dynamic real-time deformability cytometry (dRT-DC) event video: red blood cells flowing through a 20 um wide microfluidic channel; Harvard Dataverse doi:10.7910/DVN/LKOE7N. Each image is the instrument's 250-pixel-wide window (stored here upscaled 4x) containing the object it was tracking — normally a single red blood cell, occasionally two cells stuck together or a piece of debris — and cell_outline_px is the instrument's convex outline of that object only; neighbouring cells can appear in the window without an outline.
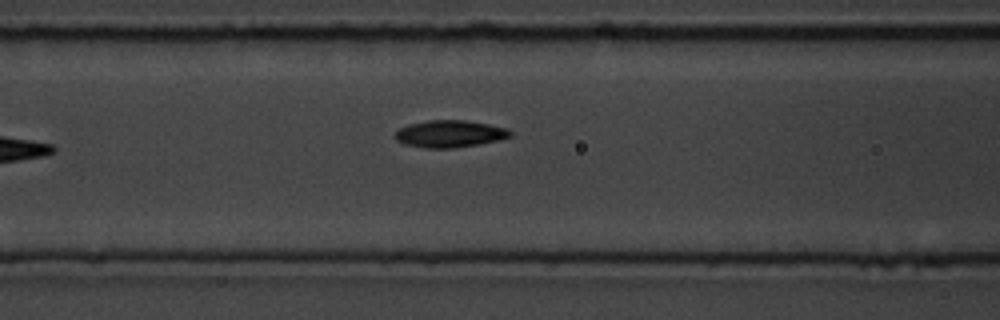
{"species": "common noctule bat (a hibernating species)", "species_latin": "Nyctalus noctula", "temperature_condition": "room temperature", "stored_images_in_passage": 8, "camera_frame_rate_fps": 3000, "um_per_image_px": 0.085, "animal": {"sex": "male", "body_mass_g": 19.5, "forearm_length_mm": 54.6}, "frame": {"image": 1, "passage_image": 8, "time_ms": 8.667, "image_size_px": [1000, 320], "cell_outline_px": [[512, 136], [500, 140], [452, 148], [424, 148], [404, 144], [396, 140], [392, 136], [400, 128], [408, 124], [428, 120], [464, 120], [488, 124], [508, 128], [512, 132]], "centroid_in_image_um": [38.21, 11.37], "position_along_channel_um": 128.4, "area_um2": 18.26}}